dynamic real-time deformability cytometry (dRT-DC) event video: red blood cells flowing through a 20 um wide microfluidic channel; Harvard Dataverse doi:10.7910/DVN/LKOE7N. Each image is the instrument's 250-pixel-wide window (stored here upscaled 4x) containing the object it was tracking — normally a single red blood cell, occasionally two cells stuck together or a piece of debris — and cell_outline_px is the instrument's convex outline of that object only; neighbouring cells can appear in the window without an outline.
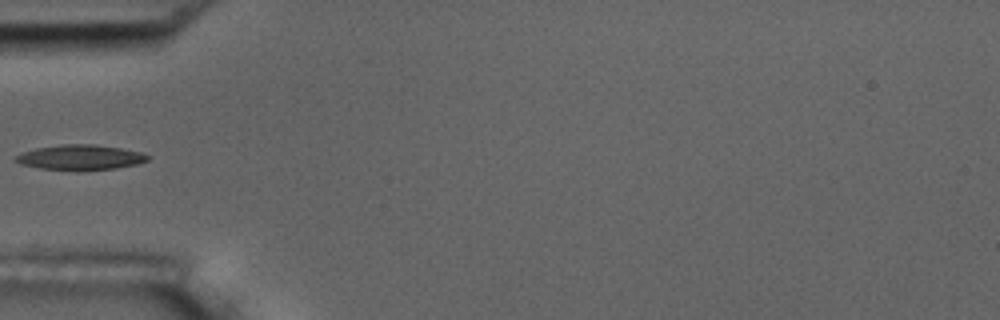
{"species": "common noctule bat (a hibernating species)", "species_latin": "Nyctalus noctula", "temperature_condition": "room temperature", "stored_images_in_passage": 2, "camera_frame_rate_fps": 3000, "um_per_image_px": 0.085, "animal": {"sex": "male", "body_mass_g": 17.5, "forearm_length_mm": 52.3}, "frame": {"image": 1, "passage_image": 2, "time_ms": 1.0, "image_size_px": [1000, 320], "cell_outline_px": [[152, 156], [148, 160], [136, 164], [116, 168], [40, 168], [20, 164], [12, 160], [16, 156], [24, 152], [36, 148], [60, 144], [92, 144], [120, 148], [140, 152]], "centroid_in_image_um": [6.82, 13.34], "position_along_channel_um": 78.2, "area_um2": 18.55}}